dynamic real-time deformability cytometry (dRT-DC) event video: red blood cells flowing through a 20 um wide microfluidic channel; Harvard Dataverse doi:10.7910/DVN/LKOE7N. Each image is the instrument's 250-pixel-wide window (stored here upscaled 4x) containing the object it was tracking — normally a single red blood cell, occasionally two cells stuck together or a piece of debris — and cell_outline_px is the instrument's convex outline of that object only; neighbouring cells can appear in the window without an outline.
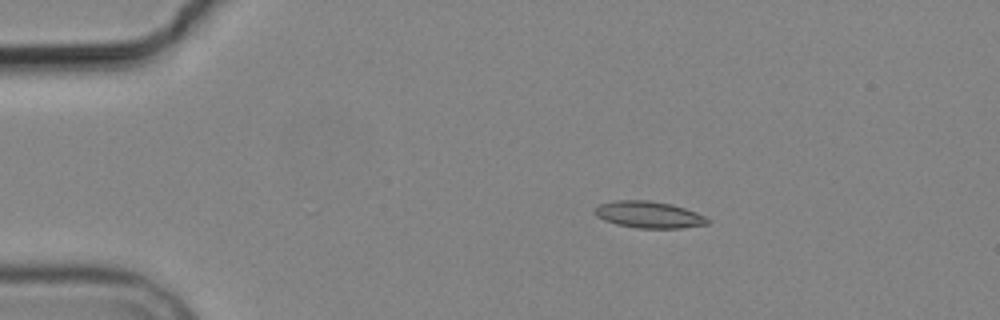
{"species": "common noctule bat (a hibernating species)", "species_latin": "Nyctalus noctula", "temperature_condition": "cold", "stored_images_in_passage": 4, "camera_frame_rate_fps": 3000, "um_per_image_px": 0.085, "animal": {"sex": "male", "body_mass_g": 19.2, "forearm_length_mm": 51.8}, "frame": {"image": 1, "passage_image": 3, "time_ms": 2.333, "image_size_px": [1000, 320], "cell_outline_px": [[712, 220], [708, 224], [680, 228], [636, 228], [616, 224], [604, 220], [596, 216], [592, 212], [600, 204], [616, 200], [648, 200], [672, 204], [696, 212]], "centroid_in_image_um": [55.15, 18.25], "position_along_channel_um": 29.9, "area_um2": 17.63}}